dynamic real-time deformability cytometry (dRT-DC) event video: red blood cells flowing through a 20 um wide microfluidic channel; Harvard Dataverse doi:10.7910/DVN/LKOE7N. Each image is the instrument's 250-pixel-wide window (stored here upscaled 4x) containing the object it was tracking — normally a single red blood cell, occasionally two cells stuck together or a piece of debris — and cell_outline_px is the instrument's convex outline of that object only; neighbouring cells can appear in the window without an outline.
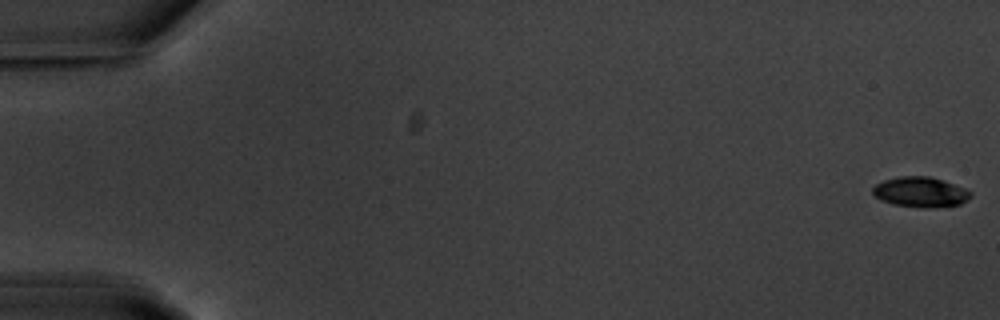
{"species": "common noctule bat (a hibernating species)", "species_latin": "Nyctalus noctula", "temperature_condition": "warm", "stored_images_in_passage": 56, "camera_frame_rate_fps": 3000, "um_per_image_px": 0.085, "animal": {"sex": "male", "body_mass_g": 20.1, "forearm_length_mm": 53.5}, "frame": {"image": 1, "passage_image": 1, "time_ms": 0.0, "image_size_px": [1000, 320], "cell_outline_px": [[972, 196], [968, 200], [960, 204], [932, 208], [924, 208], [892, 204], [880, 200], [872, 192], [872, 188], [876, 184], [884, 180], [900, 176], [928, 176], [944, 180], [964, 188], [972, 192]], "centroid_in_image_um": [78.25, 16.33], "position_along_channel_um": 6.7, "area_um2": 17.34}}
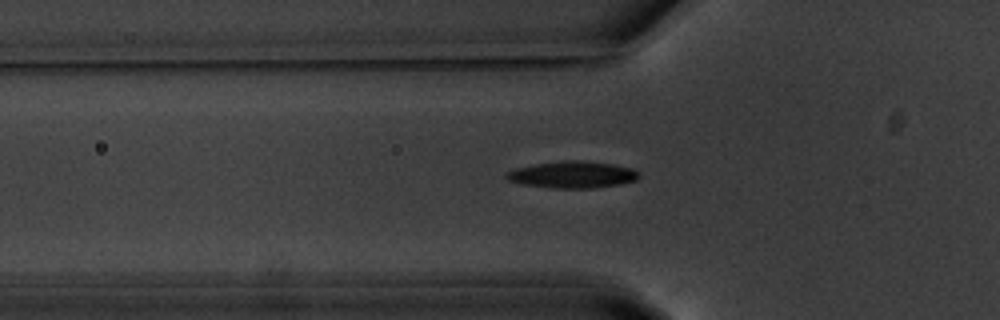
{"frame": {"image": 2, "passage_image": 20, "time_ms": 6.333, "image_size_px": [1000, 320], "cell_outline_px": [[640, 176], [636, 180], [620, 184], [592, 188], [552, 188], [524, 184], [508, 180], [504, 176], [504, 172], [516, 168], [536, 164], [568, 160], [580, 160], [612, 164], [632, 168], [640, 172]], "centroid_in_image_um": [48.67, 14.84], "position_along_channel_um": 77.1, "area_um2": 20.63}}
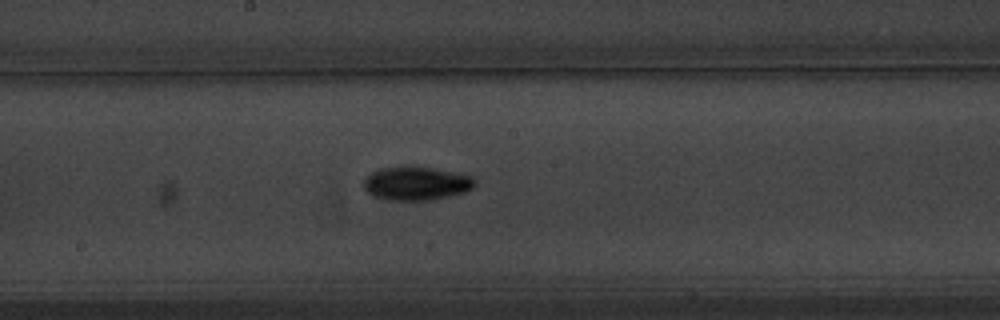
{"frame": {"image": 3, "passage_image": 31, "time_ms": 10.0, "image_size_px": [1000, 320], "cell_outline_px": [[476, 184], [472, 188], [464, 192], [432, 200], [388, 200], [372, 196], [364, 188], [364, 180], [372, 172], [380, 168], [432, 168], [472, 176], [476, 180]], "centroid_in_image_um": [35.39, 15.62], "position_along_channel_um": 212.8, "area_um2": 21.27}, "authors_computed_cell_mechanics": {"area_um2": 19.2474, "velocity_mm_per_s": 3.6722, "shape_relaxation_time_tau1_ms": 2.7261, "shape_relaxation_time_tau2_ms": null, "deformation_change_tau1": 0.147, "deformation_change_tau2": null}}